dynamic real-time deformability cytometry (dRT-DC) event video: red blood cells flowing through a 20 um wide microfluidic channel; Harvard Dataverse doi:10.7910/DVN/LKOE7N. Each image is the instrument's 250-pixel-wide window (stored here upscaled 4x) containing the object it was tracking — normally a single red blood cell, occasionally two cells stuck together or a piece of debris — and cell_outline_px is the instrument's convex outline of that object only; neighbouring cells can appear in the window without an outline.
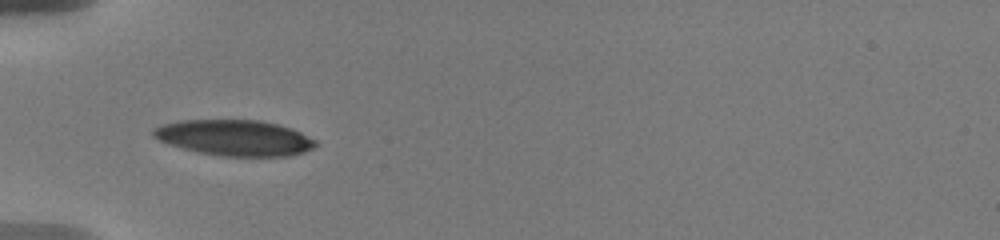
{"species": "human", "species_latin": "Homo sapiens", "temperature_condition": "warm", "stored_images_in_passage": 2, "camera_frame_rate_fps": 3000, "um_per_image_px": 0.085, "donor": {"sex": "male"}, "frame": {"image": 1, "passage_image": 1, "time_ms": 0.0, "image_size_px": [1000, 240], "cell_outline_px": [[316, 144], [312, 148], [304, 152], [292, 156], [220, 156], [200, 152], [168, 144], [152, 136], [152, 128], [160, 124], [176, 120], [260, 120], [292, 128], [316, 140]], "centroid_in_image_um": [19.91, 11.7], "position_along_channel_um": 65.1, "area_um2": 33.93}}